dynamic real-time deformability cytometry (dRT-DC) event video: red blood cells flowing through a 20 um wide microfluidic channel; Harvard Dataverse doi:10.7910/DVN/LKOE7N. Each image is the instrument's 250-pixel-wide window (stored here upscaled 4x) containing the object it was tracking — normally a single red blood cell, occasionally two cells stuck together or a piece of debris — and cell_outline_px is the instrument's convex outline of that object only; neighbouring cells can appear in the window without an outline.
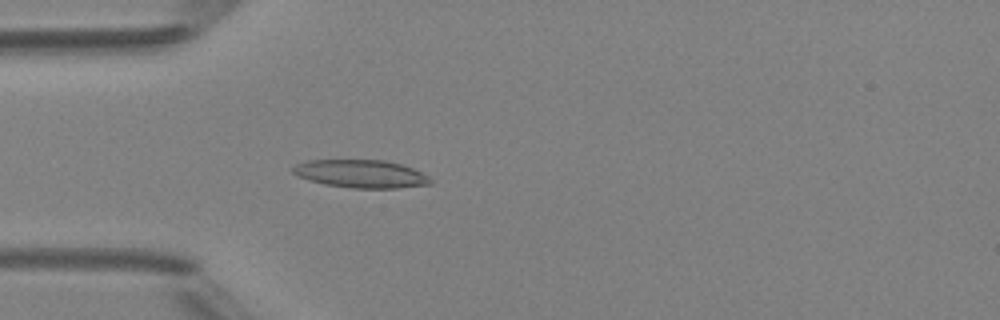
{"species": "Egyptian fruit bat (a non-hibernating species)", "species_latin": "Rousettus aegyptiacus", "temperature_condition": "room temperature", "stored_images_in_passage": 49, "camera_frame_rate_fps": 3000, "um_per_image_px": 0.085, "animal": {"sex": "female"}, "frame": {"image": 1, "passage_image": 15, "time_ms": 4.667, "image_size_px": [1000, 320], "cell_outline_px": [[432, 184], [396, 188], [352, 188], [324, 184], [296, 176], [292, 172], [292, 168], [296, 164], [308, 160], [384, 160], [400, 164], [412, 168], [428, 176], [432, 180]], "centroid_in_image_um": [30.66, 14.77], "position_along_channel_um": 54.3, "area_um2": 22.37}}
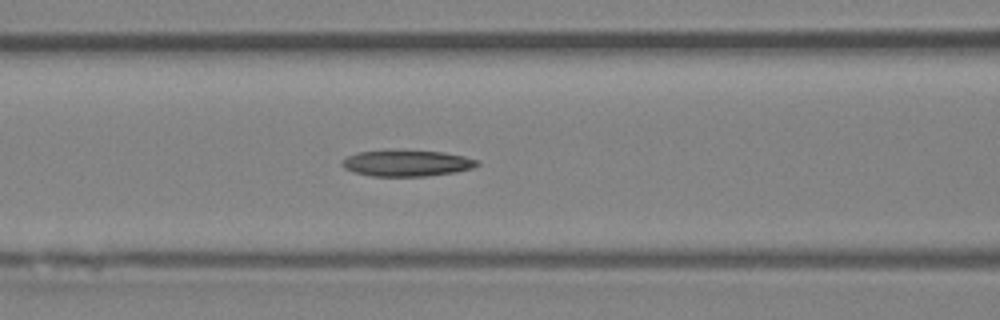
{"frame": {"image": 2, "passage_image": 21, "time_ms": 6.667, "image_size_px": [1000, 320], "cell_outline_px": [[480, 164], [472, 168], [456, 172], [428, 176], [372, 176], [352, 172], [344, 168], [340, 164], [348, 156], [356, 152], [444, 152], [464, 156], [480, 160]], "centroid_in_image_um": [34.62, 13.9], "position_along_channel_um": 132.0, "area_um2": 20.11}}
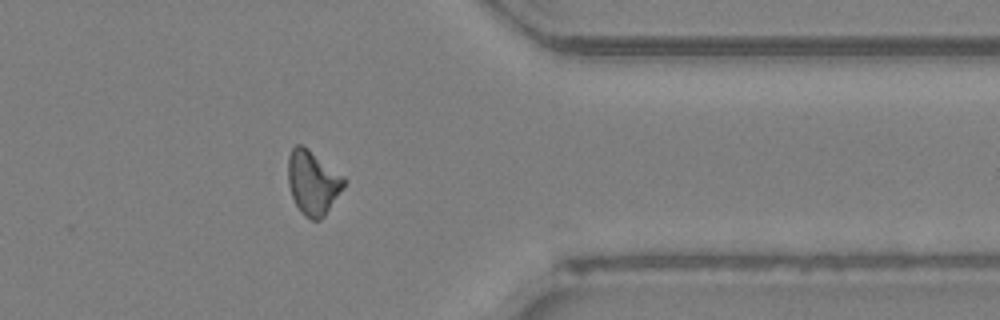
{"frame": {"image": 3, "passage_image": 40, "time_ms": 13.0, "image_size_px": [1000, 320], "cell_outline_px": [[344, 188], [324, 216], [320, 220], [312, 220], [304, 216], [300, 212], [292, 196], [288, 184], [288, 156], [292, 148], [296, 144], [300, 144], [308, 148], [344, 176]], "centroid_in_image_um": [26.58, 15.52], "position_along_channel_um": 384.8, "area_um2": 20.92}}